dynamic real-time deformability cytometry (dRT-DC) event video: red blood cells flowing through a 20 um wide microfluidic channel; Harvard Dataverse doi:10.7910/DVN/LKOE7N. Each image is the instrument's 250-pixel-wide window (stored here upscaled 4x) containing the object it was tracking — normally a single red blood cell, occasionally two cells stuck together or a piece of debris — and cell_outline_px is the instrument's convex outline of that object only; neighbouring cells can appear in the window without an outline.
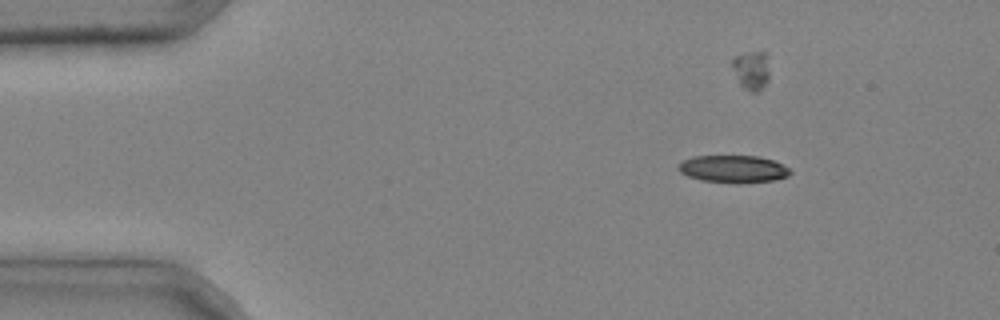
{"species": "common noctule bat (a hibernating species)", "species_latin": "Nyctalus noctula", "temperature_condition": "cold", "stored_images_in_passage": 4, "camera_frame_rate_fps": 3000, "um_per_image_px": 0.085, "animal": {"sex": "male", "body_mass_g": 20.4}, "frame": {"image": 1, "passage_image": 2, "time_ms": 0.333, "image_size_px": [1000, 320], "cell_outline_px": [[792, 172], [788, 176], [772, 180], [740, 184], [736, 184], [700, 180], [688, 176], [680, 172], [676, 168], [684, 160], [692, 156], [760, 156], [772, 160], [788, 168]], "centroid_in_image_um": [62.3, 14.37], "position_along_channel_um": 22.7, "area_um2": 17.92}}